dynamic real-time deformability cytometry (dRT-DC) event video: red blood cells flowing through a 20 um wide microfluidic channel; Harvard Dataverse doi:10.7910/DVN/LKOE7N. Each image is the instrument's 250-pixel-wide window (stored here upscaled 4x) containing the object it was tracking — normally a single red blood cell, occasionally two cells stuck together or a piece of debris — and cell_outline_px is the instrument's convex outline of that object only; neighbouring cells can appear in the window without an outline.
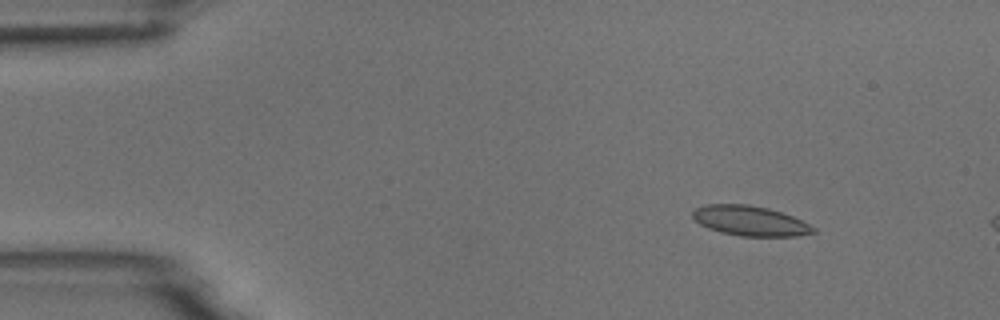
{"species": "common noctule bat (a hibernating species)", "species_latin": "Nyctalus noctula", "temperature_condition": "room temperature", "stored_images_in_passage": 4, "camera_frame_rate_fps": 3000, "um_per_image_px": 0.085, "animal": {"sex": "male", "body_mass_g": 18.8}, "frame": {"image": 1, "passage_image": 2, "time_ms": 1.333, "image_size_px": [1000, 320], "cell_outline_px": [[816, 232], [796, 236], [740, 236], [720, 232], [708, 228], [700, 224], [692, 216], [692, 212], [696, 208], [704, 204], [748, 204], [768, 208], [792, 216], [816, 228]], "centroid_in_image_um": [63.73, 18.77], "position_along_channel_um": 21.3, "area_um2": 20.98}}